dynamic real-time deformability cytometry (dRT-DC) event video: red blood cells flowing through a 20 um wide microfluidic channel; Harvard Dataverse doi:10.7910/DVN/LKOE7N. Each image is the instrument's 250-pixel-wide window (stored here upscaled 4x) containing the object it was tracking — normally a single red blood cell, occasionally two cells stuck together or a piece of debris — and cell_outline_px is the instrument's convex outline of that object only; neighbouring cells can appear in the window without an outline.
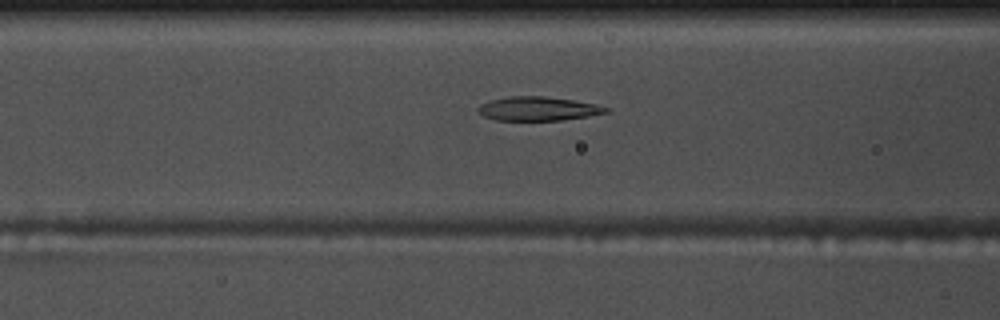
{"species": "common noctule bat (a hibernating species)", "species_latin": "Nyctalus noctula", "temperature_condition": "warm", "stored_images_in_passage": 48, "camera_frame_rate_fps": 3000, "um_per_image_px": 0.085, "animal": {"sex": "male", "body_mass_g": 17.5, "forearm_length_mm": 52.3}, "frame": {"image": 1, "passage_image": 15, "time_ms": 4.667, "image_size_px": [1000, 320], "cell_outline_px": [[612, 108], [608, 112], [588, 116], [564, 120], [496, 120], [484, 116], [476, 112], [476, 108], [480, 104], [492, 100], [508, 96], [544, 96], [572, 100], [596, 104]], "centroid_in_image_um": [45.73, 9.24], "position_along_channel_um": 120.9, "area_um2": 17.92}}
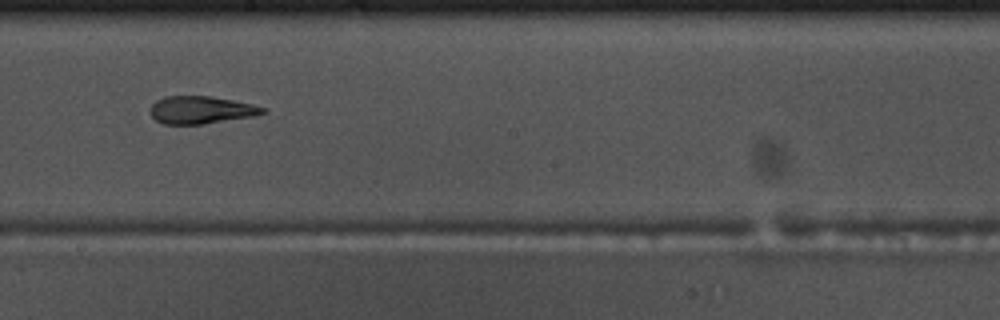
{"frame": {"image": 2, "passage_image": 24, "time_ms": 7.667, "image_size_px": [1000, 320], "cell_outline_px": [[268, 112], [252, 116], [204, 124], [164, 124], [156, 120], [148, 112], [152, 104], [156, 100], [164, 96], [212, 96], [252, 104], [268, 108]], "centroid_in_image_um": [17.08, 9.34], "position_along_channel_um": 231.1, "area_um2": 18.21}}
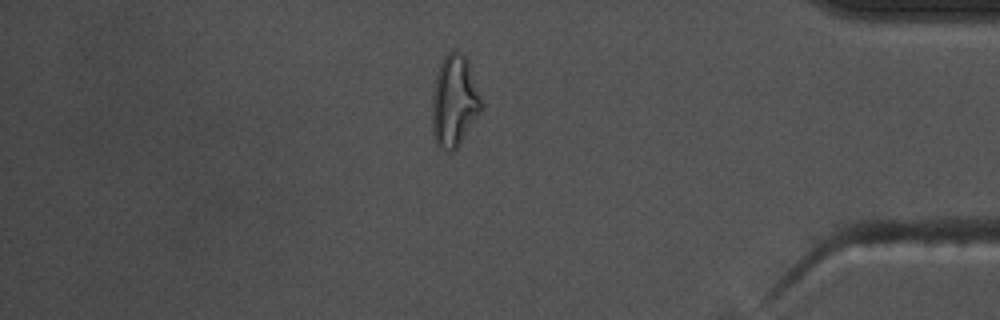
{"frame": {"image": 3, "passage_image": 40, "time_ms": 13.0, "image_size_px": [1000, 320], "cell_outline_px": [[480, 112], [456, 148], [448, 152], [440, 148], [436, 144], [432, 136], [432, 96], [436, 76], [440, 64], [444, 56], [452, 48], [460, 52], [468, 60], [480, 96]], "centroid_in_image_um": [38.57, 8.58], "position_along_channel_um": 396.6, "area_um2": 26.01}, "authors_computed_cell_mechanics": {"area_um2": 18.785, "velocity_mm_per_s": 3.6837, "shape_relaxation_time_tau1_ms": 5.5769, "shape_relaxation_time_tau2_ms": 3.1457, "deformation_change_tau1": 0.2091, "deformation_change_tau2": 0.1245}}